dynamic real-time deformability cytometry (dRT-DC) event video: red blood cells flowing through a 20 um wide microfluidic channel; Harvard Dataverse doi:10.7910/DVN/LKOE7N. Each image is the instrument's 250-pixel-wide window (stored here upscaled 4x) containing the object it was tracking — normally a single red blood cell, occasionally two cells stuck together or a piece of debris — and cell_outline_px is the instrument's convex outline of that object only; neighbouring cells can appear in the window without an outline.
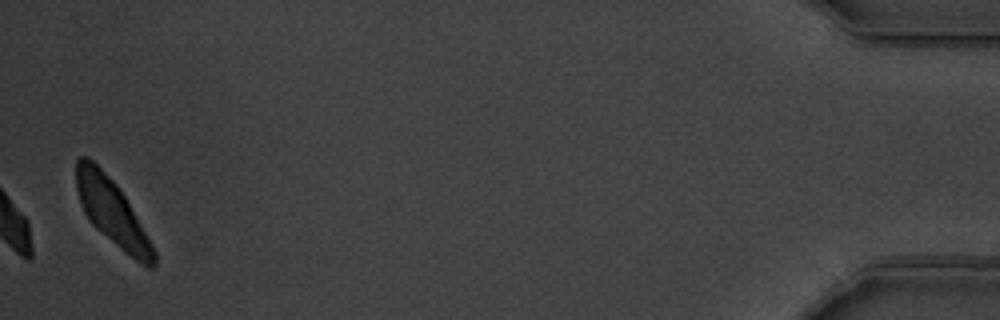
{"species": "common noctule bat (a hibernating species)", "species_latin": "Nyctalus noctula", "temperature_condition": "warm", "stored_images_in_passage": 42, "camera_frame_rate_fps": 3000, "um_per_image_px": 0.085, "animal": {"sex": "male", "body_mass_g": 19.5, "forearm_length_mm": 54.6}, "frame": {"image": 1, "passage_image": 42, "time_ms": 13.667, "image_size_px": [1000, 320], "cell_outline_px": [[156, 264], [152, 268], [148, 268], [140, 264], [124, 252], [96, 228], [88, 220], [80, 204], [76, 188], [76, 160], [80, 156], [88, 156], [116, 184], [124, 196], [152, 244], [156, 252]], "centroid_in_image_um": [9.51, 18.05], "position_along_channel_um": 425.7, "area_um2": 29.42}, "authors_computed_cell_mechanics": {"area_um2": 20.1144, "velocity_mm_per_s": 3.4549, "shape_relaxation_time_tau1_ms": 1.9664, "shape_relaxation_time_tau2_ms": null, "deformation_change_tau1": 0.1031, "deformation_change_tau2": null}}